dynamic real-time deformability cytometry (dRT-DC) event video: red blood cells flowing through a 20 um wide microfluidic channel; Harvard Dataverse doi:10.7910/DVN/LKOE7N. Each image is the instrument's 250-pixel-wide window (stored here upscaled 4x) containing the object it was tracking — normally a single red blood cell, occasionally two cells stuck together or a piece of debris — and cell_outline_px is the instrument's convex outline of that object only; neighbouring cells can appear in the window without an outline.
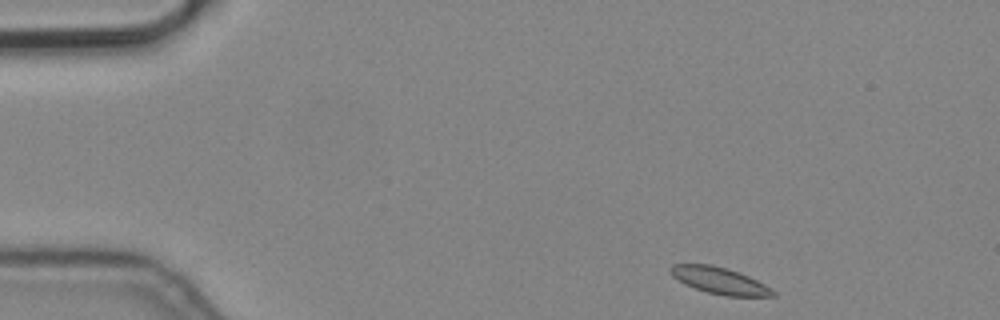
{"species": "common noctule bat (a hibernating species)", "species_latin": "Nyctalus noctula", "temperature_condition": "cold", "stored_images_in_passage": 3, "camera_frame_rate_fps": 3000, "um_per_image_px": 0.085, "animal": {"sex": "male", "body_mass_g": 19.2, "forearm_length_mm": 51.8}, "frame": {"image": 1, "passage_image": 1, "time_ms": 0.0, "image_size_px": [1000, 320], "cell_outline_px": [[776, 296], [724, 296], [708, 292], [684, 284], [672, 276], [668, 272], [668, 268], [672, 264], [712, 264], [728, 268], [740, 272], [764, 284], [776, 292]], "centroid_in_image_um": [61.13, 23.83], "position_along_channel_um": 23.9, "area_um2": 16.01}}